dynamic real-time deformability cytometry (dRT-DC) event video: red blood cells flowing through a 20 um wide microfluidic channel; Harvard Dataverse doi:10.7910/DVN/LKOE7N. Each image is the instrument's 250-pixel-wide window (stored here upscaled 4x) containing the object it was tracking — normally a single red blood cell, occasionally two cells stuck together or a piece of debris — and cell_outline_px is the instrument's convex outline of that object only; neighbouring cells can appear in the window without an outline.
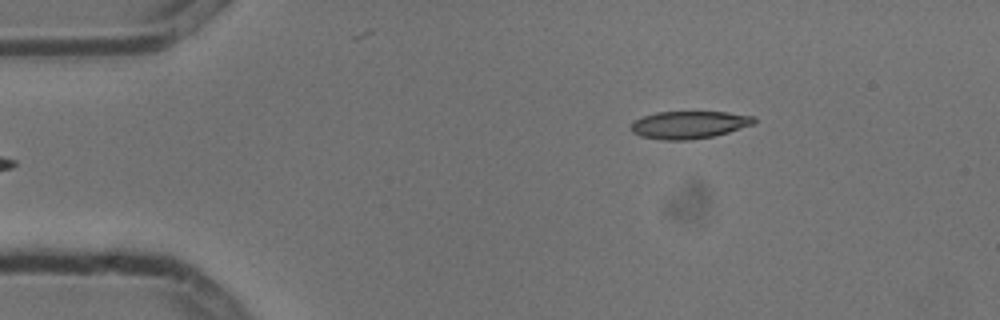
{"species": "common noctule bat (a hibernating species)", "species_latin": "Nyctalus noctula", "temperature_condition": "cold", "stored_images_in_passage": 2, "camera_frame_rate_fps": 3000, "um_per_image_px": 0.085, "animal": {"sex": "male", "body_mass_g": 13.3}, "frame": {"image": 1, "passage_image": 2, "time_ms": 0.333, "image_size_px": [1000, 320], "cell_outline_px": [[756, 124], [728, 132], [712, 136], [688, 140], [664, 140], [640, 136], [632, 132], [628, 128], [636, 120], [644, 116], [656, 112], [728, 112], [756, 116]], "centroid_in_image_um": [58.6, 10.6], "position_along_channel_um": 26.4, "area_um2": 19.83}}